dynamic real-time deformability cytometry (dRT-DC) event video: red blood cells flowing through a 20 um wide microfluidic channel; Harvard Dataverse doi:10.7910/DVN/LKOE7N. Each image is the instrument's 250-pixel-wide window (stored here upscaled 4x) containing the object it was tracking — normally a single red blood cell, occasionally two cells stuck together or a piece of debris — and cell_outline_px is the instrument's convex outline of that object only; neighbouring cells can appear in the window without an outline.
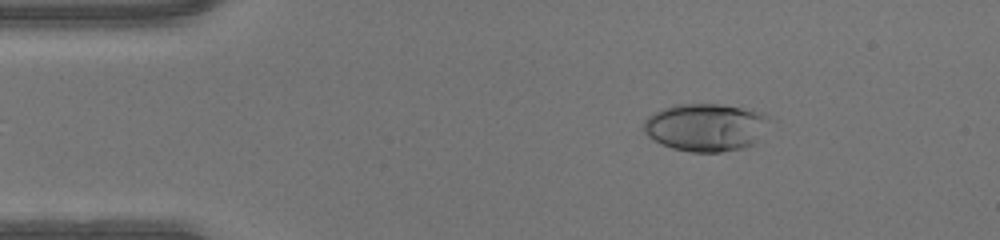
{"species": "human", "species_latin": "Homo sapiens", "temperature_condition": "warm", "stored_images_in_passage": 41, "camera_frame_rate_fps": 3000, "um_per_image_px": 0.085, "donor": {"sex": "male"}, "frame": {"image": 1, "passage_image": 1, "time_ms": 0.0, "image_size_px": [1000, 240], "cell_outline_px": [[764, 116], [752, 144], [744, 148], [720, 152], [692, 152], [672, 148], [648, 136], [644, 132], [644, 120], [648, 116], [664, 108], [676, 104], [720, 104], [764, 112]], "centroid_in_image_um": [59.85, 10.81], "position_along_channel_um": 25.2, "area_um2": 33.7}}
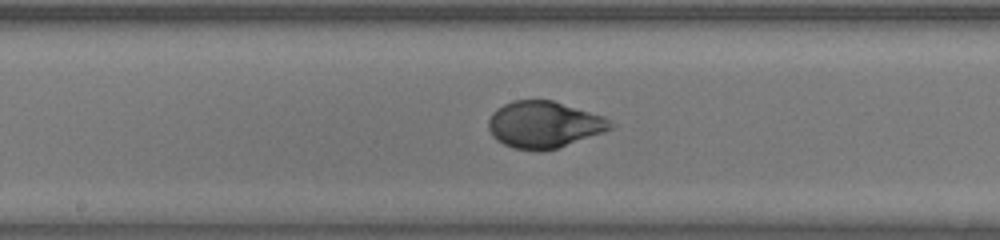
{"frame": {"image": 2, "passage_image": 18, "time_ms": 5.667, "image_size_px": [1000, 240], "cell_outline_px": [[616, 124], [612, 128], [604, 132], [556, 148], [540, 152], [512, 148], [496, 140], [492, 136], [488, 128], [488, 120], [492, 112], [496, 108], [512, 100], [552, 100], [604, 116]], "centroid_in_image_um": [46.22, 10.59], "position_along_channel_um": 202.0, "area_um2": 33.41}}
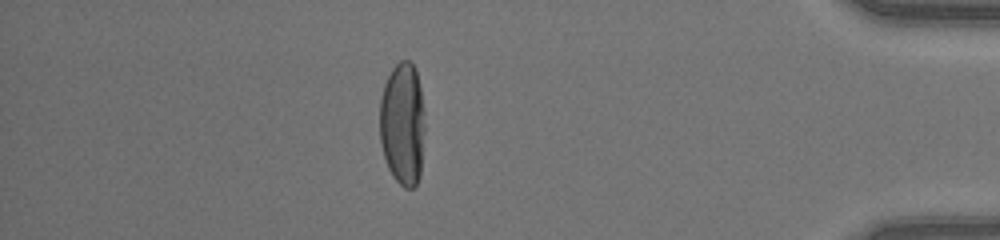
{"frame": {"image": 3, "passage_image": 35, "time_ms": 11.333, "image_size_px": [1000, 240], "cell_outline_px": [[424, 132], [420, 176], [416, 184], [412, 188], [404, 188], [392, 176], [388, 168], [384, 156], [380, 140], [380, 100], [384, 84], [392, 68], [400, 60], [408, 60], [416, 68], [420, 88], [424, 112]], "centroid_in_image_um": [34.22, 10.53], "position_along_channel_um": 401.0, "area_um2": 32.54}}